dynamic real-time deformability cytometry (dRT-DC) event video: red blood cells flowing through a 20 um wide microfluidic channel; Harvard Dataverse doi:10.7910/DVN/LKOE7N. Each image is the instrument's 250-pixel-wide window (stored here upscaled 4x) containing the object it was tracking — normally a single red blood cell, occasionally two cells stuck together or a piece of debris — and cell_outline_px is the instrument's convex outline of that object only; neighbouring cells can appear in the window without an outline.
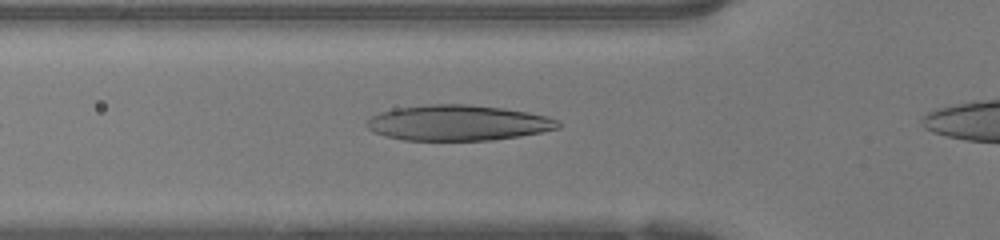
{"species": "human", "species_latin": "Homo sapiens", "temperature_condition": "warm", "stored_images_in_passage": 25, "camera_frame_rate_fps": 3000, "um_per_image_px": 0.085, "donor": {"sex": "female"}, "frame": {"image": 1, "passage_image": 2, "time_ms": 0.333, "image_size_px": [1000, 240], "cell_outline_px": [[560, 128], [520, 136], [492, 140], [404, 140], [372, 132], [364, 124], [372, 116], [380, 112], [392, 108], [428, 104], [468, 104], [504, 108], [528, 112], [548, 116], [560, 120]], "centroid_in_image_um": [38.93, 10.43], "position_along_channel_um": 86.9, "area_um2": 39.88}}
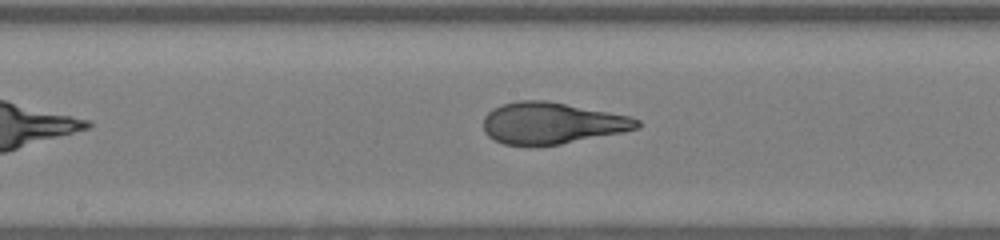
{"frame": {"image": 2, "passage_image": 10, "time_ms": 3.0, "image_size_px": [1000, 240], "cell_outline_px": [[640, 128], [624, 132], [560, 144], [532, 148], [528, 148], [504, 144], [488, 136], [484, 132], [484, 116], [492, 108], [504, 104], [520, 100], [544, 100], [632, 116], [640, 120]], "centroid_in_image_um": [46.9, 10.5], "position_along_channel_um": 201.3, "area_um2": 37.74}}
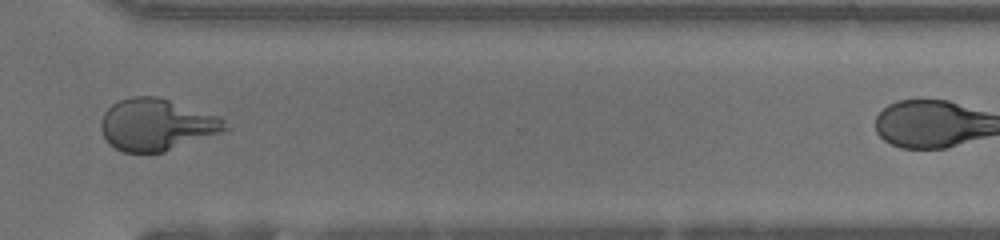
{"frame": {"image": 3, "passage_image": 21, "time_ms": 6.667, "image_size_px": [1000, 240], "cell_outline_px": [[228, 128], [220, 132], [164, 152], [124, 152], [108, 144], [100, 128], [100, 124], [104, 112], [112, 104], [120, 100], [132, 96], [156, 96], [220, 116], [224, 120]], "centroid_in_image_um": [13.27, 10.59], "position_along_channel_um": 357.3, "area_um2": 37.17}}